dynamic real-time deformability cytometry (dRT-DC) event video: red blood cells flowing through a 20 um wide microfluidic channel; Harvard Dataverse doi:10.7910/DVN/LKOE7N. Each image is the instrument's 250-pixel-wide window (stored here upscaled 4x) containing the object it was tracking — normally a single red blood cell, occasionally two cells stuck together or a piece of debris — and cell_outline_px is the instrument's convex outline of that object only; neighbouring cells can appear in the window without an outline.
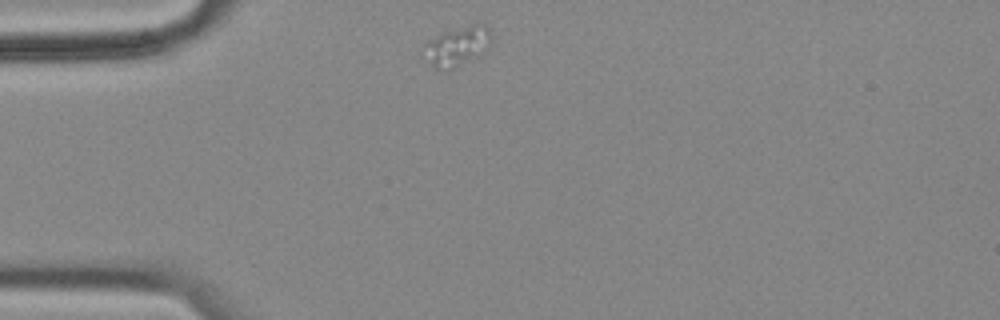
{"species": "common noctule bat (a hibernating species)", "species_latin": "Nyctalus noctula", "temperature_condition": "cold", "stored_images_in_passage": 7, "camera_frame_rate_fps": 3000, "um_per_image_px": 0.085, "animal": {"sex": "female", "body_mass_g": 18.4}, "frame": {"image": 1, "passage_image": 1, "time_ms": 0.0, "image_size_px": [1000, 320], "cell_outline_px": [[488, 48], [484, 52], [452, 68], [436, 68], [420, 56], [424, 44], [428, 40], [444, 32], [472, 24], [484, 24], [488, 28]], "centroid_in_image_um": [38.77, 3.92], "position_along_channel_um": 46.2, "area_um2": 15.03}}